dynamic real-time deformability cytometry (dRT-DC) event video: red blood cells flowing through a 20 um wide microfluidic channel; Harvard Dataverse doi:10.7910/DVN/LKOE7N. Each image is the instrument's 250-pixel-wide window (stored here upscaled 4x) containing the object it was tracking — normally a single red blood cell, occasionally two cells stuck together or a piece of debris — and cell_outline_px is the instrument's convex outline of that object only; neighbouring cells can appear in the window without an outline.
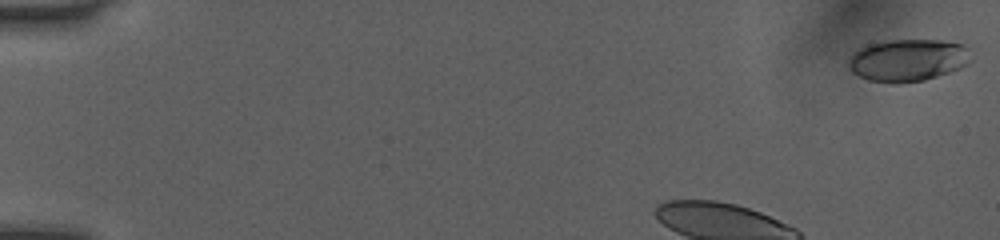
{"species": "human", "species_latin": "Homo sapiens", "temperature_condition": "room temperature", "stored_images_in_passage": 41, "camera_frame_rate_fps": 3000, "um_per_image_px": 0.085, "donor": {"sex": "female"}, "frame": {"image": 1, "passage_image": 1, "time_ms": 0.0, "image_size_px": [1000, 240], "cell_outline_px": [[972, 60], [968, 64], [960, 68], [924, 80], [896, 84], [892, 84], [868, 80], [852, 72], [848, 68], [848, 60], [852, 52], [868, 44], [880, 40], [940, 40], [964, 44], [968, 48]], "centroid_in_image_um": [77.15, 5.11], "position_along_channel_um": 7.9, "area_um2": 30.58}}
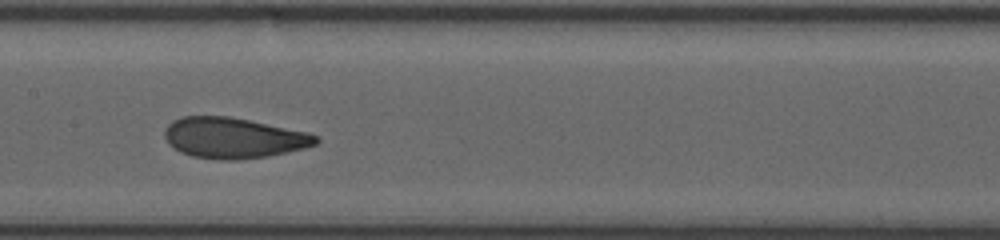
{"frame": {"image": 2, "passage_image": 21, "time_ms": 6.667, "image_size_px": [1000, 240], "cell_outline_px": [[320, 140], [316, 144], [304, 148], [264, 156], [236, 160], [220, 160], [192, 156], [180, 152], [168, 144], [164, 136], [164, 128], [172, 120], [180, 116], [228, 116], [308, 132], [316, 136]], "centroid_in_image_um": [19.78, 11.71], "position_along_channel_um": 187.6, "area_um2": 35.72}}
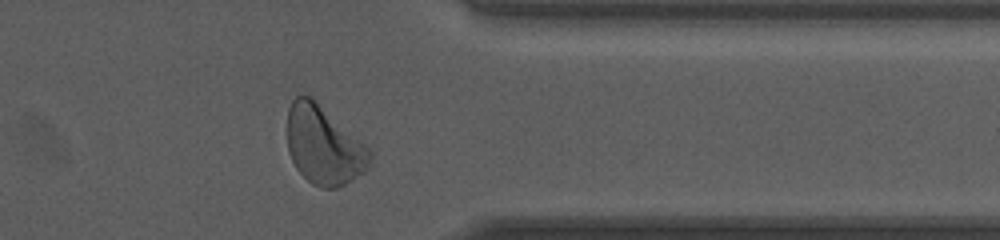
{"frame": {"image": 3, "passage_image": 36, "time_ms": 11.667, "image_size_px": [1000, 240], "cell_outline_px": [[372, 156], [368, 168], [364, 172], [352, 180], [336, 188], [320, 188], [312, 184], [296, 168], [288, 152], [288, 108], [292, 100], [296, 96], [312, 96], [364, 144], [372, 152]], "centroid_in_image_um": [27.51, 12.36], "position_along_channel_um": 383.9, "area_um2": 37.63}}